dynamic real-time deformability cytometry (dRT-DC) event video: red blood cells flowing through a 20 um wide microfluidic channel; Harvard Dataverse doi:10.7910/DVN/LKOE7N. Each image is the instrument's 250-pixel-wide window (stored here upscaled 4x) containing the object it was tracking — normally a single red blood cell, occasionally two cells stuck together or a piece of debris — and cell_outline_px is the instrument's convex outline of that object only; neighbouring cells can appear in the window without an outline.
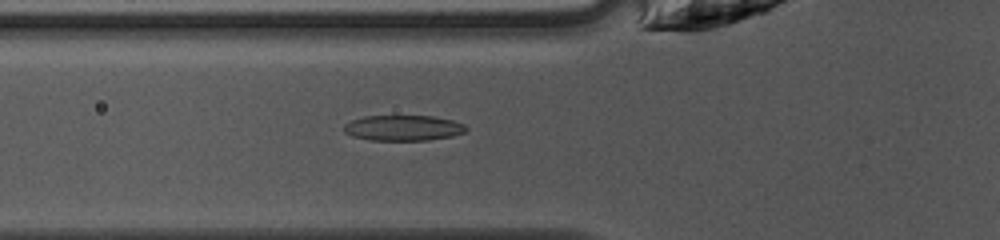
{"species": "common noctule bat (a hibernating species)", "species_latin": "Nyctalus noctula", "temperature_condition": "warm", "stored_images_in_passage": 47, "camera_frame_rate_fps": 3000, "um_per_image_px": 0.085, "animal": {"sex": "female", "body_mass_g": 10.0, "forearm_length_mm": 53.1}, "frame": {"image": 1, "passage_image": 17, "time_ms": 5.333, "image_size_px": [1000, 240], "cell_outline_px": [[468, 128], [464, 132], [452, 136], [428, 140], [368, 140], [352, 136], [344, 132], [344, 124], [352, 120], [364, 116], [432, 116], [452, 120], [464, 124]], "centroid_in_image_um": [34.26, 10.87], "position_along_channel_um": 91.5, "area_um2": 18.15}}
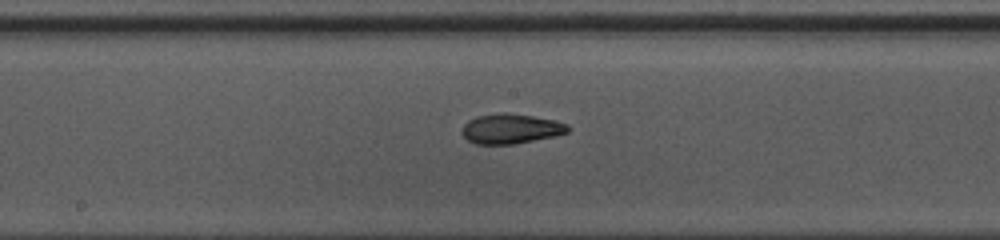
{"frame": {"image": 2, "passage_image": 25, "time_ms": 8.0, "image_size_px": [1000, 240], "cell_outline_px": [[572, 128], [568, 132], [556, 136], [512, 144], [476, 144], [468, 140], [460, 132], [464, 124], [468, 120], [476, 116], [500, 112], [504, 112], [532, 116], [552, 120], [568, 124]], "centroid_in_image_um": [43.41, 10.94], "position_along_channel_um": 204.8, "area_um2": 18.5}}
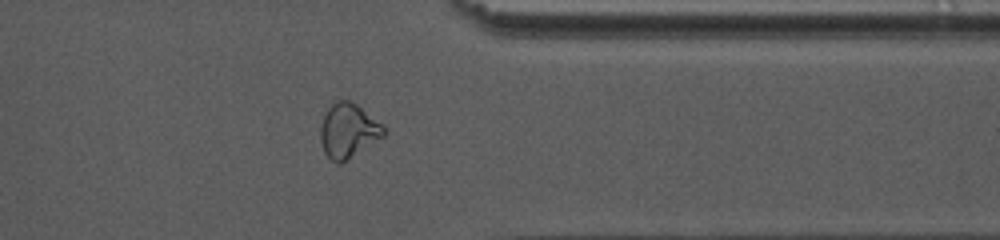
{"frame": {"image": 3, "passage_image": 38, "time_ms": 12.333, "image_size_px": [1000, 240], "cell_outline_px": [[384, 136], [340, 164], [332, 160], [324, 152], [320, 140], [320, 128], [324, 112], [336, 100], [348, 100], [356, 104], [384, 124]], "centroid_in_image_um": [29.59, 11.09], "position_along_channel_um": 381.8, "area_um2": 20.0}, "authors_computed_cell_mechanics": {"area_um2": 18.496, "velocity_mm_per_s": 4.2032, "shape_relaxation_time_tau1_ms": 10.5536, "shape_relaxation_time_tau2_ms": 1.4885, "deformation_change_tau1": 0.2679, "deformation_change_tau2": 0.0847}}